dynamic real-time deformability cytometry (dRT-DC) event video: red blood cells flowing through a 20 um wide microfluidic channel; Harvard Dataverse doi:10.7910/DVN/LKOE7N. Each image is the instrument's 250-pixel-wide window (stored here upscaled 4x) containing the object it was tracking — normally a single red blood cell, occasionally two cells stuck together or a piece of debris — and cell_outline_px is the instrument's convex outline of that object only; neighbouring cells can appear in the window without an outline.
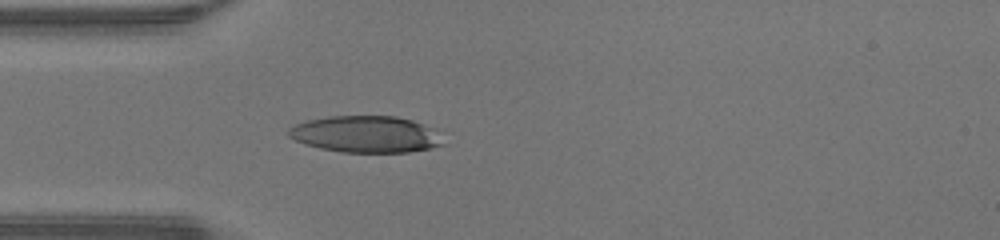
{"species": "human", "species_latin": "Homo sapiens", "temperature_condition": "warm", "stored_images_in_passage": 34, "camera_frame_rate_fps": 3000, "um_per_image_px": 0.085, "donor": {"sex": "male"}, "frame": {"image": 1, "passage_image": 1, "time_ms": 0.0, "image_size_px": [1000, 240], "cell_outline_px": [[448, 144], [432, 148], [408, 152], [340, 152], [320, 148], [296, 140], [288, 136], [288, 128], [304, 120], [328, 116], [396, 116], [444, 128]], "centroid_in_image_um": [31.3, 11.4], "position_along_channel_um": 53.7, "area_um2": 34.16}}
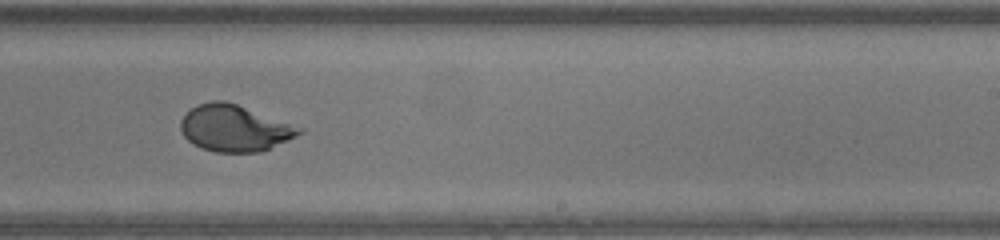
{"frame": {"image": 2, "passage_image": 16, "time_ms": 5.0, "image_size_px": [1000, 240], "cell_outline_px": [[304, 132], [288, 140], [260, 152], [216, 152], [200, 148], [192, 144], [184, 136], [180, 128], [180, 120], [196, 104], [212, 100], [224, 100], [236, 104], [304, 128]], "centroid_in_image_um": [19.91, 10.9], "position_along_channel_um": 269.1, "area_um2": 32.02}}
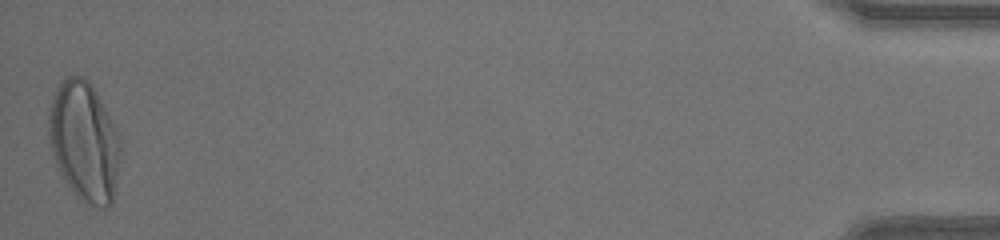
{"frame": {"image": 3, "passage_image": 34, "time_ms": 11.0, "image_size_px": [1000, 240], "cell_outline_px": [[120, 152], [112, 204], [108, 208], [100, 208], [84, 204], [76, 196], [64, 180], [56, 164], [48, 132], [48, 108], [56, 84], [60, 80], [68, 76], [84, 76], [88, 80], [96, 92], [120, 136]], "centroid_in_image_um": [7.13, 12.02], "position_along_channel_um": 428.1, "area_um2": 50.23}, "authors_computed_cell_mechanics": {"area_um2": 32.368, "velocity_mm_per_s": 4.3914, "shape_relaxation_time_tau1_ms": 4.6673, "shape_relaxation_time_tau2_ms": null, "deformation_change_tau1": 0.2525, "deformation_change_tau2": null}}